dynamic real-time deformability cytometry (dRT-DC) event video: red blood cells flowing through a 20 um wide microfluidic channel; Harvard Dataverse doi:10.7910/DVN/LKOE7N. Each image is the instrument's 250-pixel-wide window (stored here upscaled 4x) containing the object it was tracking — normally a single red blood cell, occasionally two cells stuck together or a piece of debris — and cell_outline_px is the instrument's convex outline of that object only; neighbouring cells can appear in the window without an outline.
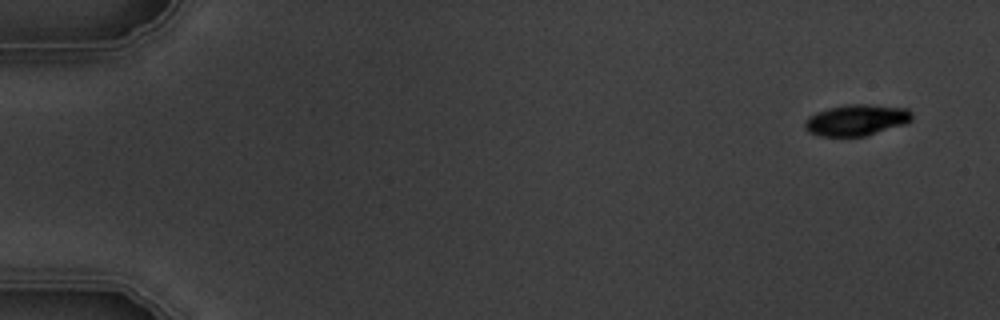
{"species": "common noctule bat (a hibernating species)", "species_latin": "Nyctalus noctula", "temperature_condition": "warm", "stored_images_in_passage": 5, "camera_frame_rate_fps": 3000, "um_per_image_px": 0.085, "animal": {"sex": "male", "body_mass_g": 19.5, "forearm_length_mm": 54.6}, "frame": {"image": 1, "passage_image": 1, "time_ms": 0.0, "image_size_px": [1000, 320], "cell_outline_px": [[912, 120], [904, 124], [864, 136], [820, 136], [808, 132], [804, 128], [804, 120], [808, 116], [816, 112], [828, 108], [848, 104], [868, 104], [908, 108], [912, 112]], "centroid_in_image_um": [72.77, 10.19], "position_along_channel_um": 12.2, "area_um2": 19.54}}
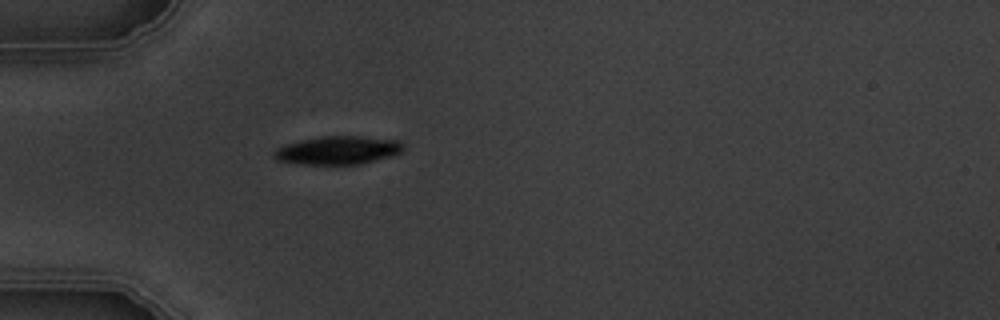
{"frame": {"image": 2, "passage_image": 5, "time_ms": 4.667, "image_size_px": [1000, 320], "cell_outline_px": [[404, 152], [392, 156], [360, 164], [300, 164], [276, 160], [272, 156], [272, 152], [276, 148], [300, 140], [324, 136], [360, 136], [400, 140], [404, 144]], "centroid_in_image_um": [28.76, 12.77], "position_along_channel_um": 56.2, "area_um2": 21.5}}